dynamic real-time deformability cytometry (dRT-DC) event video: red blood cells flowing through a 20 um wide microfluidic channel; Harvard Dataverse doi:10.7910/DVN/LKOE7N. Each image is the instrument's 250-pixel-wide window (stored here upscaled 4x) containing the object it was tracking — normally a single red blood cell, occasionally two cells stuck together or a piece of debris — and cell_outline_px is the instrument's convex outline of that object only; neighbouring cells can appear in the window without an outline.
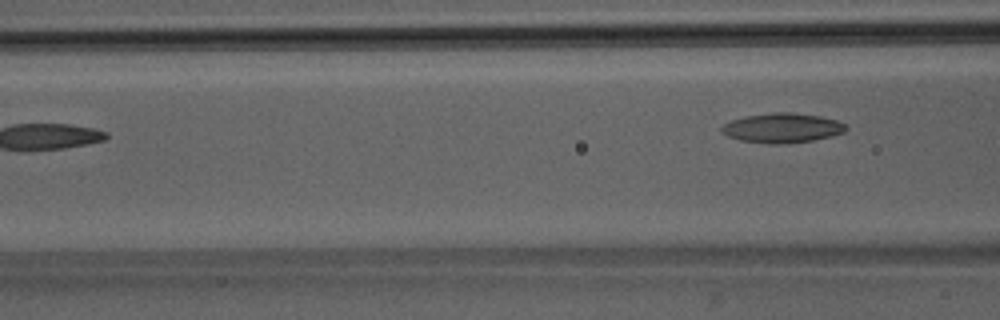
{"species": "Egyptian fruit bat (a non-hibernating species)", "species_latin": "Rousettus aegyptiacus", "temperature_condition": "room temperature", "stored_images_in_passage": 3, "camera_frame_rate_fps": 3000, "um_per_image_px": 0.085, "animal": {"sex": "male"}, "frame": {"image": 1, "passage_image": 3, "time_ms": 2.333, "image_size_px": [1000, 320], "cell_outline_px": [[848, 128], [844, 132], [832, 136], [812, 140], [784, 144], [768, 144], [740, 140], [728, 136], [720, 132], [720, 128], [724, 124], [732, 120], [744, 116], [776, 112], [788, 112], [820, 116], [836, 120], [844, 124]], "centroid_in_image_um": [66.47, 10.88], "position_along_channel_um": 100.1, "area_um2": 21.44}}